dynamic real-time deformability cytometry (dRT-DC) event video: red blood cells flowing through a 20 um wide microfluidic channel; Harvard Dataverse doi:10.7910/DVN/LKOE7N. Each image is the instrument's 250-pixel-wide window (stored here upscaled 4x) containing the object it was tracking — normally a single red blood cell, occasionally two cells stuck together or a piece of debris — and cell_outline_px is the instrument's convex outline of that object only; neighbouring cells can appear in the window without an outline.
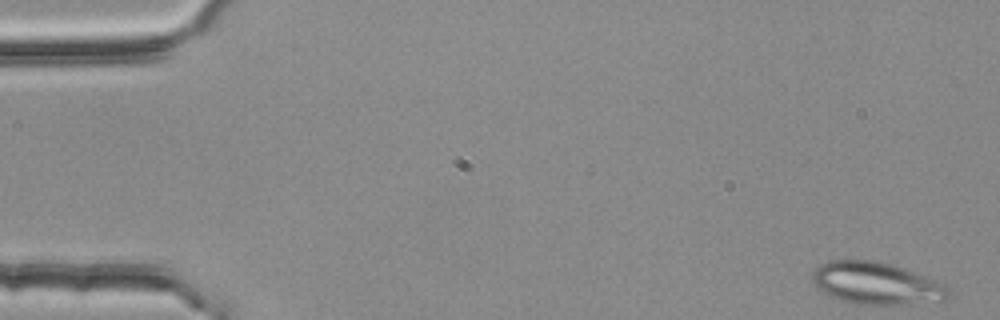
{"species": "common noctule bat (a hibernating species)", "species_latin": "Nyctalus noctula", "temperature_condition": "room temperature", "stored_images_in_passage": 23, "camera_frame_rate_fps": 3000, "um_per_image_px": 0.085, "animal": {"sex": "female", "body_mass_g": 25.1}, "frame": {"image": 1, "passage_image": 1, "time_ms": 0.0, "image_size_px": [1000, 320], "cell_outline_px": [[952, 296], [944, 300], [900, 304], [856, 304], [840, 300], [824, 292], [812, 280], [812, 272], [820, 264], [828, 260], [872, 260], [896, 264], [936, 280], [944, 284], [952, 292]], "centroid_in_image_um": [74.53, 24.06], "position_along_channel_um": 10.5, "area_um2": 33.52}}
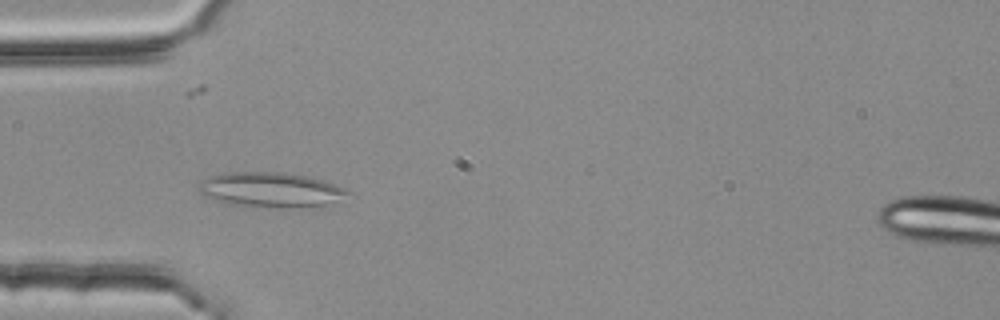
{"frame": {"image": 2, "passage_image": 16, "time_ms": 5.0, "image_size_px": [1000, 320], "cell_outline_px": [[348, 192], [328, 204], [312, 212], [232, 204], [212, 200], [204, 196], [200, 192], [200, 184], [208, 176], [224, 172], [280, 172], [308, 176], [344, 188]], "centroid_in_image_um": [23.02, 16.19], "position_along_channel_um": 62.0, "area_um2": 30.98}}
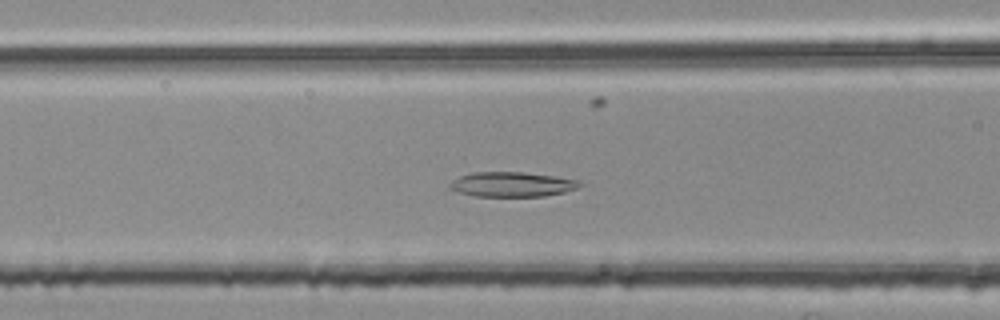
{"frame": {"image": 3, "passage_image": 21, "time_ms": 6.667, "image_size_px": [1000, 320], "cell_outline_px": [[584, 184], [576, 188], [564, 192], [544, 196], [472, 196], [460, 192], [452, 188], [448, 184], [452, 180], [460, 176], [472, 172], [524, 172], [556, 176], [580, 180]], "centroid_in_image_um": [43.55, 15.66], "position_along_channel_um": 123.0, "area_um2": 18.79}}